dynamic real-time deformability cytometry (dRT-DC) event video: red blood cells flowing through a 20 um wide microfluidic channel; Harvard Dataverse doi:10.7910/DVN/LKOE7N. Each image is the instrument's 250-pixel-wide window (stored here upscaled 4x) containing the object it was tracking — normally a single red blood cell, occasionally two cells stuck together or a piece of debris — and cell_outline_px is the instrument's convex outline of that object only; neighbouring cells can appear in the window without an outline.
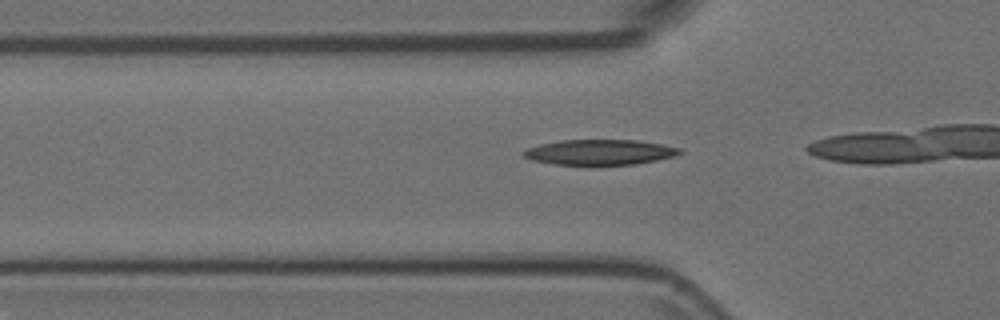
{"species": "Egyptian fruit bat (a non-hibernating species)", "species_latin": "Rousettus aegyptiacus", "temperature_condition": "room temperature", "stored_images_in_passage": 16, "camera_frame_rate_fps": 3000, "um_per_image_px": 0.085, "animal": {"sex": "female"}, "frame": {"image": 1, "passage_image": 12, "time_ms": 3.667, "image_size_px": [1000, 320], "cell_outline_px": [[684, 152], [676, 156], [636, 164], [552, 164], [532, 160], [524, 156], [520, 152], [528, 148], [540, 144], [560, 140], [636, 140], [660, 144], [680, 148]], "centroid_in_image_um": [50.98, 12.93], "position_along_channel_um": 74.8, "area_um2": 22.89}}
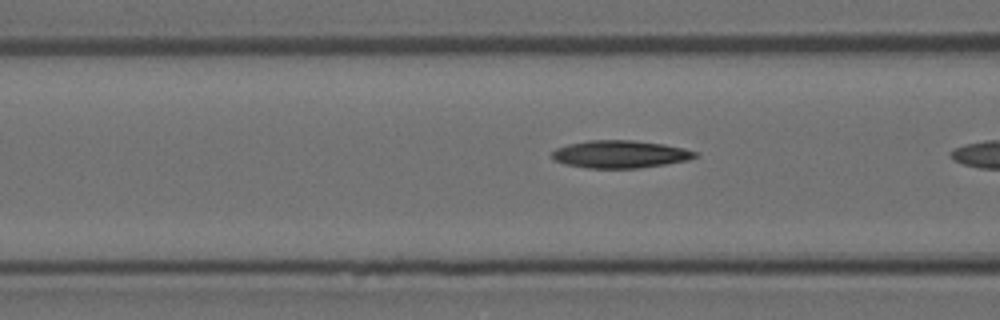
{"frame": {"image": 2, "passage_image": 15, "time_ms": 4.667, "image_size_px": [1000, 320], "cell_outline_px": [[700, 152], [696, 156], [688, 160], [640, 168], [588, 168], [564, 164], [552, 160], [552, 152], [556, 148], [568, 144], [588, 140], [632, 140], [664, 144], [684, 148]], "centroid_in_image_um": [52.7, 13.1], "position_along_channel_um": 113.9, "area_um2": 23.12}}